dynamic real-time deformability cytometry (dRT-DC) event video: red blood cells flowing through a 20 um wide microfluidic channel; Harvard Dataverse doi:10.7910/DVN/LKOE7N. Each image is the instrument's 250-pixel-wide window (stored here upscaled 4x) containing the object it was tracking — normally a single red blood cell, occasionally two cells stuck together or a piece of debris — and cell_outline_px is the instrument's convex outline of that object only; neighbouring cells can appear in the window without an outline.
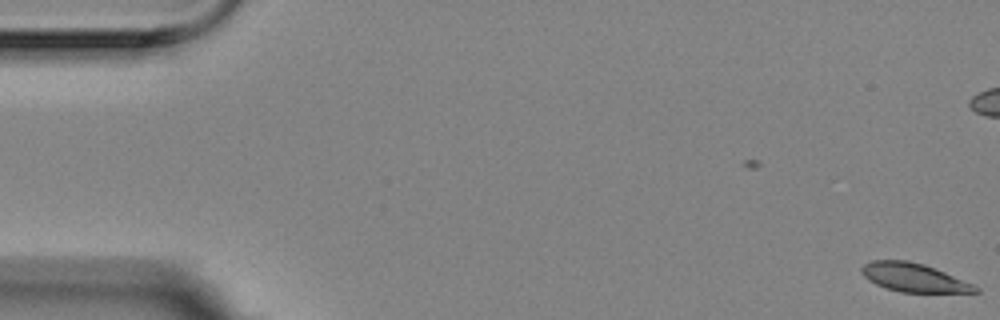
{"species": "Egyptian fruit bat (a non-hibernating species)", "species_latin": "Rousettus aegyptiacus", "temperature_condition": "room temperature", "stored_images_in_passage": 3, "camera_frame_rate_fps": 3000, "um_per_image_px": 0.085, "animal": {"sex": "female"}, "frame": {"image": 1, "passage_image": 3, "time_ms": 0.667, "image_size_px": [1000, 320], "cell_outline_px": [[980, 292], [900, 292], [876, 284], [868, 280], [860, 272], [860, 268], [864, 264], [872, 260], [908, 260], [924, 264], [976, 284], [980, 288]], "centroid_in_image_um": [77.7, 23.58], "position_along_channel_um": 7.3, "area_um2": 19.02}}